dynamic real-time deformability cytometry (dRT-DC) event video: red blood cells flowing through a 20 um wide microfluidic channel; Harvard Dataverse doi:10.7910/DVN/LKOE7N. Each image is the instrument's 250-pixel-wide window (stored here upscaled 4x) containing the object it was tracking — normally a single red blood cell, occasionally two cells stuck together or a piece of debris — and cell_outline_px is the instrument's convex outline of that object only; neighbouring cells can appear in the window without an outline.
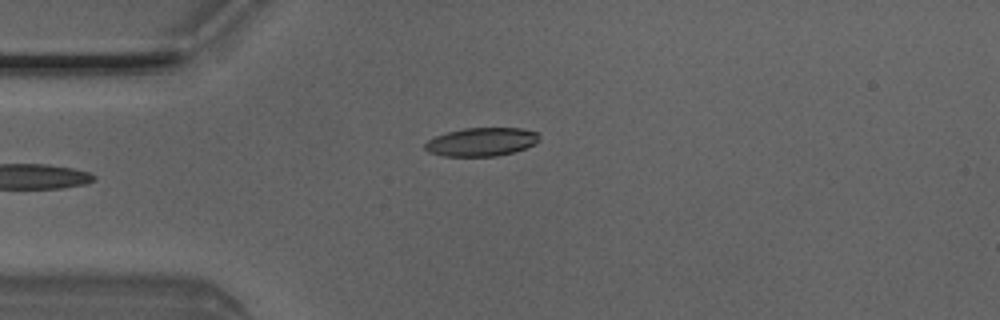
{"species": "Egyptian fruit bat (a non-hibernating species)", "species_latin": "Rousettus aegyptiacus", "temperature_condition": "room temperature", "stored_images_in_passage": 6, "camera_frame_rate_fps": 3000, "um_per_image_px": 0.085, "animal": {"sex": "male"}, "frame": {"image": 1, "passage_image": 6, "time_ms": 1.667, "image_size_px": [1000, 320], "cell_outline_px": [[540, 140], [536, 144], [512, 152], [496, 156], [440, 156], [428, 152], [424, 148], [424, 144], [428, 140], [436, 136], [448, 132], [464, 128], [520, 128], [536, 132]], "centroid_in_image_um": [40.9, 12.06], "position_along_channel_um": 44.1, "area_um2": 18.9}}